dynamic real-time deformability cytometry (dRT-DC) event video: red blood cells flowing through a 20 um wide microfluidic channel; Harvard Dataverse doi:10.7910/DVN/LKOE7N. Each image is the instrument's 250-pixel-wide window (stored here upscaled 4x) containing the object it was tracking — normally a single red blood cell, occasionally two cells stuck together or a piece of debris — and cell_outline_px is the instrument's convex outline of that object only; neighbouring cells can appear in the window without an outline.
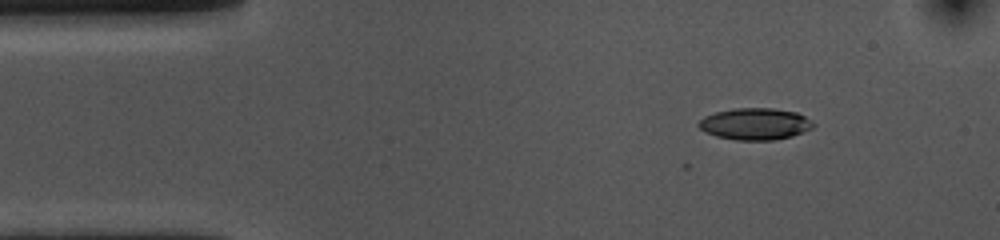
{"species": "common noctule bat (a hibernating species)", "species_latin": "Nyctalus noctula", "temperature_condition": "cold", "stored_images_in_passage": 11, "camera_frame_rate_fps": 3000, "um_per_image_px": 0.085, "animal": {"sex": "female", "body_mass_g": 10.0, "forearm_length_mm": 53.1}, "frame": {"image": 1, "passage_image": 1, "time_ms": 0.0, "image_size_px": [1000, 240], "cell_outline_px": [[816, 124], [812, 128], [804, 132], [792, 136], [772, 140], [736, 140], [716, 136], [704, 132], [696, 124], [704, 116], [716, 112], [732, 108], [772, 108], [796, 112], [812, 120]], "centroid_in_image_um": [64.18, 10.53], "position_along_channel_um": 20.8, "area_um2": 21.33}}
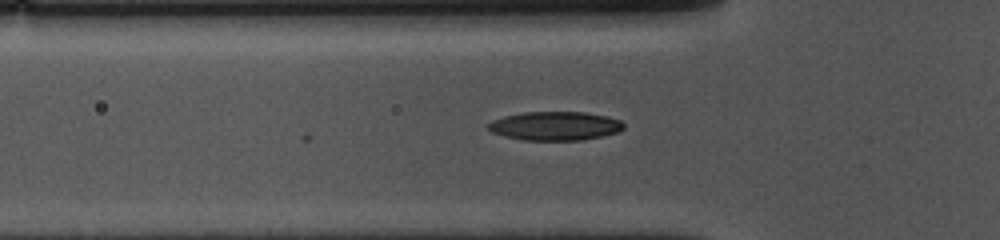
{"frame": {"image": 2, "passage_image": 11, "time_ms": 3.333, "image_size_px": [1000, 240], "cell_outline_px": [[624, 128], [616, 132], [604, 136], [580, 140], [524, 140], [504, 136], [492, 132], [488, 128], [488, 124], [492, 120], [504, 116], [524, 112], [584, 112], [608, 116], [620, 120], [624, 124]], "centroid_in_image_um": [47.19, 10.7], "position_along_channel_um": 78.6, "area_um2": 22.72}}